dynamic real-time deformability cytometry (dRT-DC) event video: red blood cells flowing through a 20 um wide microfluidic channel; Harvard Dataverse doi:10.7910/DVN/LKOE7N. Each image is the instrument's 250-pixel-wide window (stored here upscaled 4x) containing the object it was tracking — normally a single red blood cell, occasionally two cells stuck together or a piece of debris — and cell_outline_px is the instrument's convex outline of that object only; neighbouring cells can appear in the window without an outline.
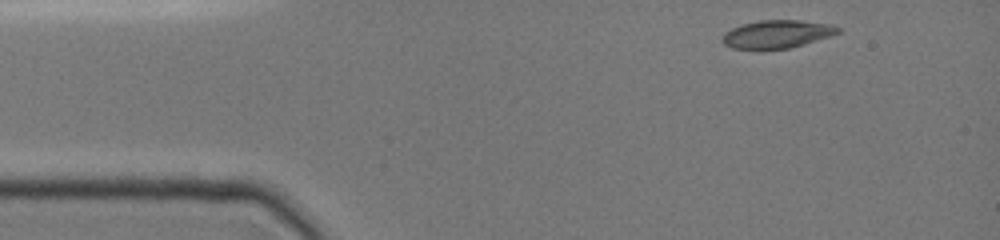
{"species": "common noctule bat (a hibernating species)", "species_latin": "Nyctalus noctula", "temperature_condition": "cold", "stored_images_in_passage": 6, "camera_frame_rate_fps": 3000, "um_per_image_px": 0.085, "animal": {"sex": "female", "body_mass_g": 19.0, "forearm_length_mm": 51.5}, "frame": {"image": 1, "passage_image": 1, "time_ms": 0.0, "image_size_px": [1000, 240], "cell_outline_px": [[840, 32], [804, 44], [788, 48], [732, 48], [724, 44], [720, 40], [724, 32], [740, 24], [760, 20], [800, 20], [832, 24], [840, 28]], "centroid_in_image_um": [66.01, 2.88], "position_along_channel_um": 19.0, "area_um2": 18.67}}
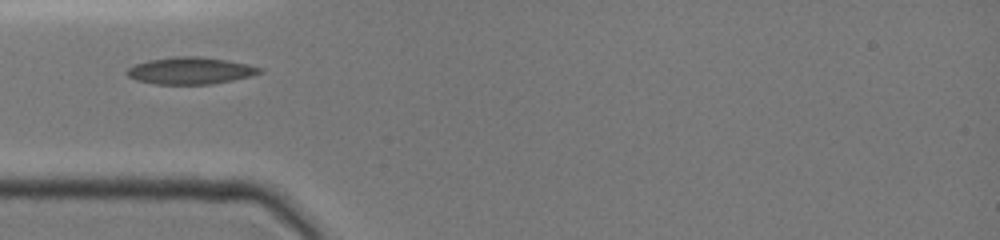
{"frame": {"image": 2, "passage_image": 6, "time_ms": 3.0, "image_size_px": [1000, 240], "cell_outline_px": [[264, 72], [252, 76], [232, 80], [208, 84], [152, 84], [136, 80], [128, 76], [124, 72], [128, 68], [136, 64], [148, 60], [176, 56], [200, 56], [228, 60], [248, 64], [264, 68]], "centroid_in_image_um": [16.2, 6.0], "position_along_channel_um": 68.8, "area_um2": 21.04}}